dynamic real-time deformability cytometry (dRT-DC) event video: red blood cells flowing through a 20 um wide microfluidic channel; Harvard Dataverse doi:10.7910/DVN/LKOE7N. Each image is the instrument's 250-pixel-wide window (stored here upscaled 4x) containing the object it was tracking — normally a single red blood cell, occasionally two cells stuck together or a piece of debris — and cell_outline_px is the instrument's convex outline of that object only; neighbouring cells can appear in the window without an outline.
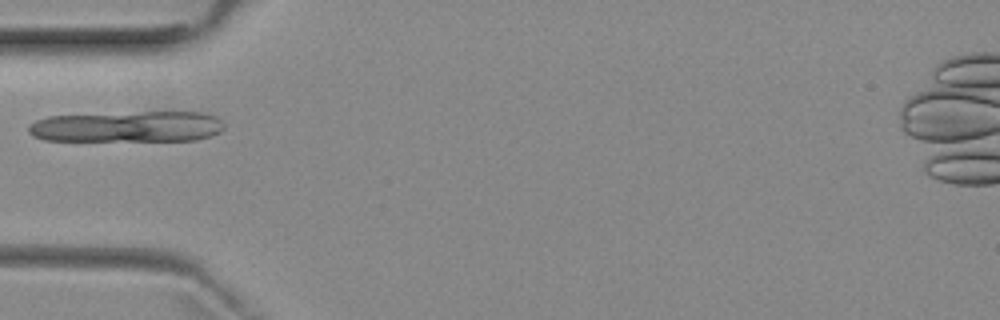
{"species": "common noctule bat (a hibernating species)", "species_latin": "Nyctalus noctula", "temperature_condition": "room temperature", "stored_images_in_passage": 2, "camera_frame_rate_fps": 3000, "um_per_image_px": 0.085, "animal": {"sex": "female", "body_mass_g": 29.2, "forearm_length_mm": 56.3}, "frame": {"image": 1, "passage_image": 2, "time_ms": 2.0, "image_size_px": [1000, 320], "cell_outline_px": [[224, 128], [220, 132], [196, 140], [44, 140], [32, 136], [28, 132], [28, 124], [36, 120], [48, 116], [144, 112], [200, 112], [216, 116], [224, 124]], "centroid_in_image_um": [10.82, 10.76], "position_along_channel_um": 74.2, "area_um2": 35.14}}